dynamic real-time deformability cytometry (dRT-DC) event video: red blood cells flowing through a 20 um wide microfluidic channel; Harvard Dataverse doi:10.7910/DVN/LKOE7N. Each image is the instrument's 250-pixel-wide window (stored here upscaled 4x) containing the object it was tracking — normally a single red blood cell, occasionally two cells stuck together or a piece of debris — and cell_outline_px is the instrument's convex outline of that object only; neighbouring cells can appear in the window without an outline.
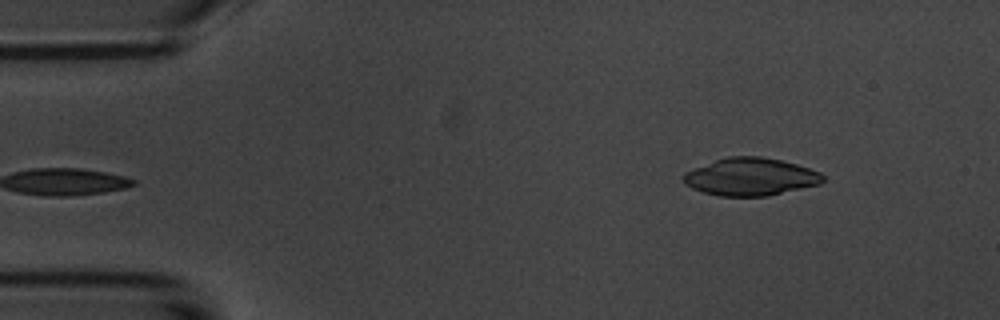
{"species": "common noctule bat (a hibernating species)", "species_latin": "Nyctalus noctula", "temperature_condition": "room temperature", "stored_images_in_passage": 6, "camera_frame_rate_fps": 3000, "um_per_image_px": 0.085, "animal": {"sex": "male", "body_mass_g": 20.1, "forearm_length_mm": 53.5}, "frame": {"image": 1, "passage_image": 6, "time_ms": 5.667, "image_size_px": [1000, 320], "cell_outline_px": [[824, 180], [820, 184], [768, 196], [720, 196], [704, 192], [692, 188], [684, 184], [680, 176], [684, 172], [716, 160], [728, 156], [760, 156], [780, 160], [796, 164], [820, 172], [824, 176]], "centroid_in_image_um": [63.77, 15.03], "position_along_channel_um": 21.2, "area_um2": 30.58}}